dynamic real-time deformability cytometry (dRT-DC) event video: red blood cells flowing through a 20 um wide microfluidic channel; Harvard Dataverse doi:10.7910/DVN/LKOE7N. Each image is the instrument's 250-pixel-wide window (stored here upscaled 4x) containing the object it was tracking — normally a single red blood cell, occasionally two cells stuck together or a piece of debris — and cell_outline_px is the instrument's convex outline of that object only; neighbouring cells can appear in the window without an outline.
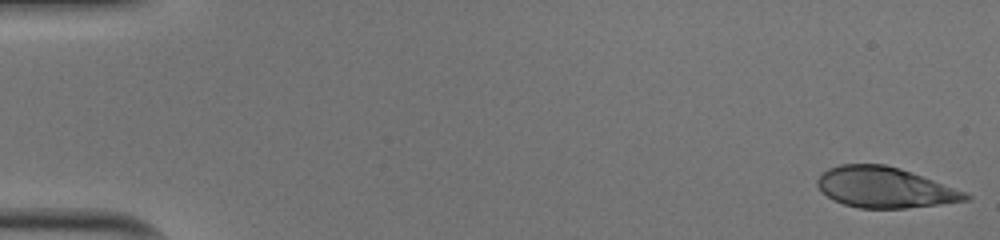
{"species": "human", "species_latin": "Homo sapiens", "temperature_condition": "cold", "stored_images_in_passage": 51, "camera_frame_rate_fps": 3000, "um_per_image_px": 0.085, "donor": {"sex": "male"}, "frame": {"image": 1, "passage_image": 1, "time_ms": 0.0, "image_size_px": [1000, 240], "cell_outline_px": [[972, 196], [968, 200], [940, 204], [904, 208], [860, 208], [844, 204], [832, 200], [816, 184], [816, 180], [820, 172], [828, 168], [840, 164], [884, 164], [900, 168], [964, 192]], "centroid_in_image_um": [75.13, 15.93], "position_along_channel_um": 9.9, "area_um2": 34.74}}
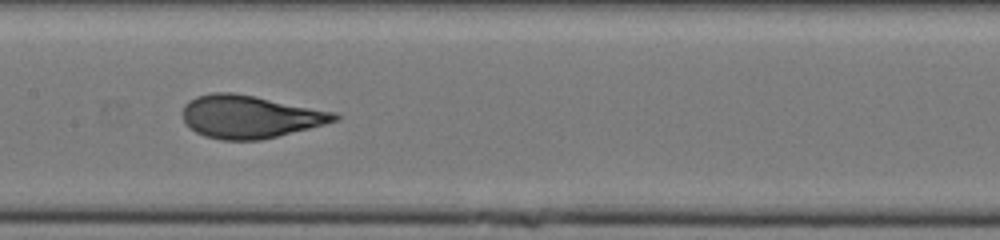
{"frame": {"image": 2, "passage_image": 26, "time_ms": 8.333, "image_size_px": [1000, 240], "cell_outline_px": [[340, 116], [336, 120], [324, 124], [260, 140], [220, 140], [204, 136], [196, 132], [184, 120], [184, 104], [188, 100], [196, 96], [212, 92], [232, 92], [256, 96], [336, 112]], "centroid_in_image_um": [21.22, 9.9], "position_along_channel_um": 186.2, "area_um2": 37.63}}
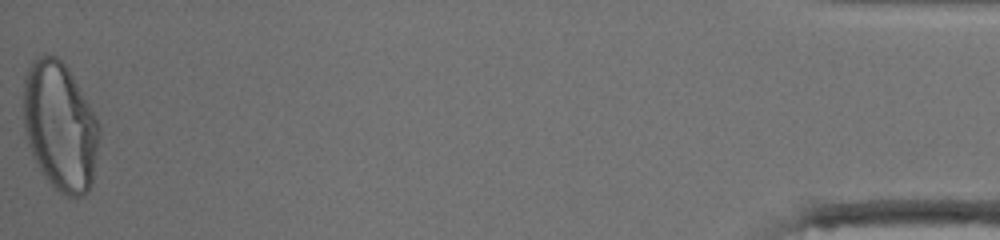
{"frame": {"image": 3, "passage_image": 51, "time_ms": 16.667, "image_size_px": [1000, 240], "cell_outline_px": [[100, 132], [92, 184], [88, 192], [84, 196], [68, 196], [60, 192], [44, 176], [28, 144], [24, 128], [24, 76], [32, 60], [44, 52], [56, 56], [68, 68], [88, 104], [100, 128]], "centroid_in_image_um": [5.09, 10.71], "position_along_channel_um": 430.1, "area_um2": 56.41}, "authors_computed_cell_mechanics": {"area_um2": 37.5122, "velocity_mm_per_s": 4.0238, "shape_relaxation_time_tau1_ms": 4.2044, "shape_relaxation_time_tau2_ms": null, "deformation_change_tau1": 0.1977, "deformation_change_tau2": null}}